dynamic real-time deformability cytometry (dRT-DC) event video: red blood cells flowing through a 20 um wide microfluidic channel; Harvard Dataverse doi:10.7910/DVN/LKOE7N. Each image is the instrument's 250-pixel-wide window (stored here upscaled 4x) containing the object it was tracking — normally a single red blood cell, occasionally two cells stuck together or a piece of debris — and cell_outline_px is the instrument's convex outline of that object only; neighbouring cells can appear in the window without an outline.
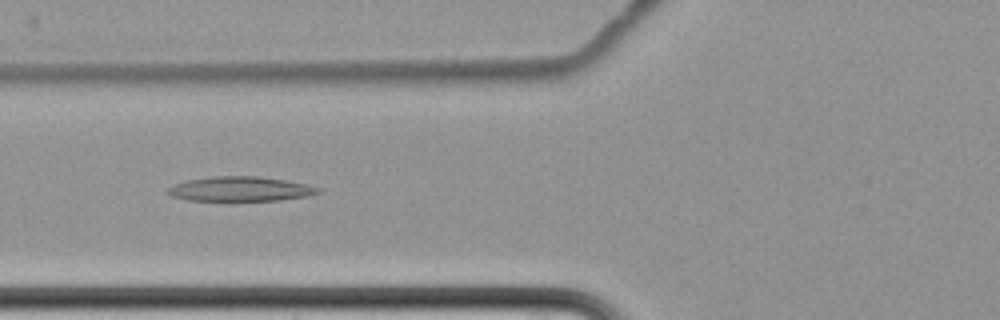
{"species": "common noctule bat (a hibernating species)", "species_latin": "Nyctalus noctula", "temperature_condition": "cold", "stored_images_in_passage": 16, "camera_frame_rate_fps": 3000, "um_per_image_px": 0.085, "animal": {"sex": "female", "body_mass_g": 22.7, "forearm_length_mm": 54.2}, "frame": {"image": 1, "passage_image": 7, "time_ms": 9.0, "image_size_px": [1000, 320], "cell_outline_px": [[320, 192], [308, 196], [280, 200], [188, 200], [172, 196], [164, 192], [164, 188], [172, 184], [188, 180], [212, 176], [260, 176], [308, 184], [320, 188]], "centroid_in_image_um": [20.38, 16.05], "position_along_channel_um": 105.4, "area_um2": 21.68}}
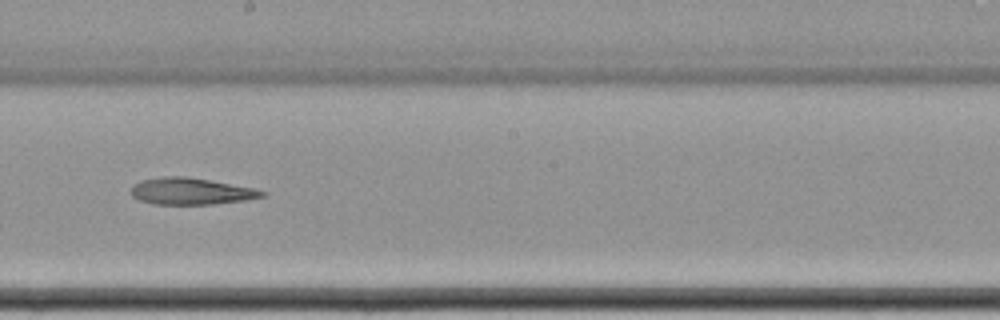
{"frame": {"image": 2, "passage_image": 10, "time_ms": 12.667, "image_size_px": [1000, 320], "cell_outline_px": [[268, 192], [264, 196], [248, 200], [212, 204], [152, 204], [140, 200], [132, 196], [128, 192], [132, 184], [140, 180], [164, 176], [188, 176], [256, 188]], "centroid_in_image_um": [16.22, 16.25], "position_along_channel_um": 232.0, "area_um2": 20.81}}
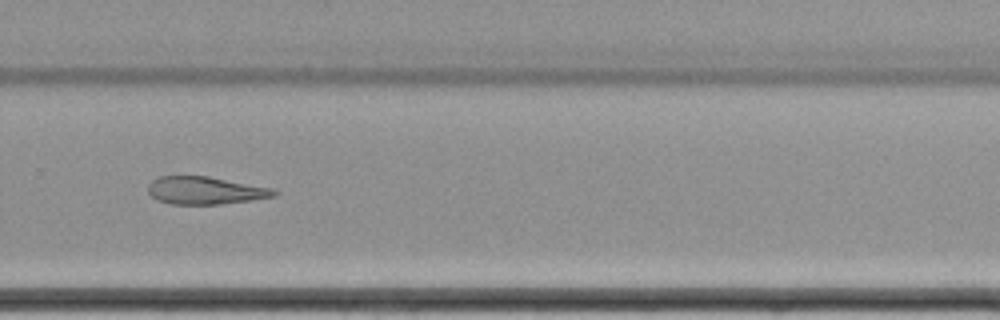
{"frame": {"image": 3, "passage_image": 12, "time_ms": 15.0, "image_size_px": [1000, 320], "cell_outline_px": [[280, 192], [276, 196], [252, 200], [220, 204], [172, 204], [156, 200], [148, 192], [148, 184], [156, 176], [208, 176], [272, 188]], "centroid_in_image_um": [17.44, 16.19], "position_along_channel_um": 312.4, "area_um2": 20.4}, "authors_computed_cell_mechanics": {"area_um2": 24.8251, "velocity_mm_per_s": 3.4595, "shape_relaxation_time_tau1_ms": 7.3326, "shape_relaxation_time_tau2_ms": 5.989, "deformation_change_tau1": 0.1563, "deformation_change_tau2": 0.1405}}